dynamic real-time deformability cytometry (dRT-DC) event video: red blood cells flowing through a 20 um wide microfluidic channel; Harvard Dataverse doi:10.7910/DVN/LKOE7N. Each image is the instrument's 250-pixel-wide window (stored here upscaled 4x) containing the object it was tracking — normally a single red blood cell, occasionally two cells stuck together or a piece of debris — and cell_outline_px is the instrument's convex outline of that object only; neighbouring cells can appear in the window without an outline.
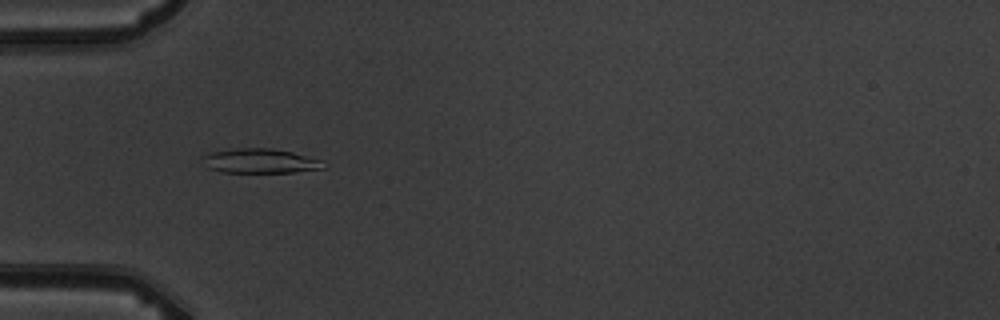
{"species": "common noctule bat (a hibernating species)", "species_latin": "Nyctalus noctula", "temperature_condition": "warm", "stored_images_in_passage": 10, "camera_frame_rate_fps": 3000, "um_per_image_px": 0.085, "animal": {"sex": "male", "body_mass_g": 19.5, "forearm_length_mm": 54.6}, "frame": {"image": 1, "passage_image": 6, "time_ms": 5.667, "image_size_px": [1000, 320], "cell_outline_px": [[328, 164], [324, 168], [292, 172], [220, 172], [208, 168], [200, 156], [212, 152], [232, 148], [272, 148], [292, 152], [324, 160]], "centroid_in_image_um": [22.13, 13.67], "position_along_channel_um": 62.9, "area_um2": 17.46}}
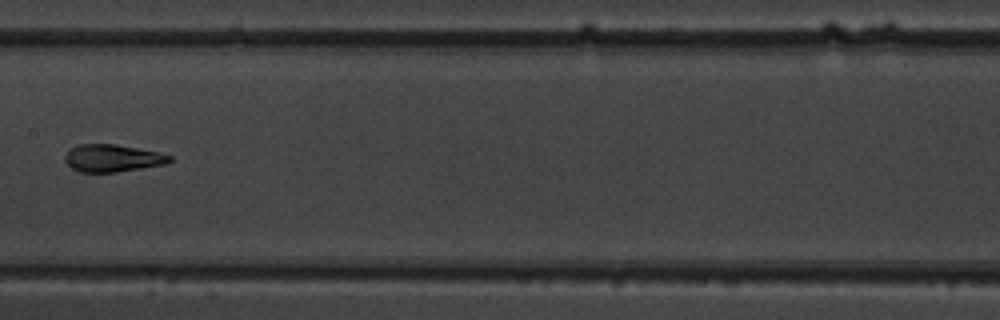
{"frame": {"image": 2, "passage_image": 9, "time_ms": 9.333, "image_size_px": [1000, 320], "cell_outline_px": [[172, 160], [168, 164], [116, 172], [80, 172], [72, 168], [64, 160], [64, 156], [72, 148], [80, 144], [116, 144], [156, 152], [172, 156]], "centroid_in_image_um": [9.57, 13.45], "position_along_channel_um": 197.8, "area_um2": 16.59}}
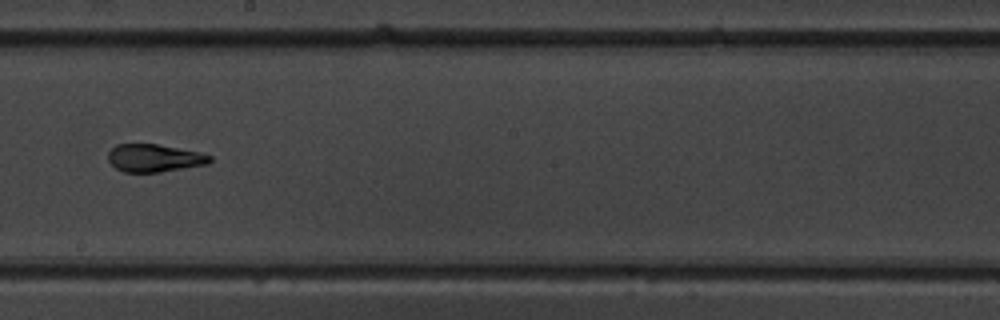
{"frame": {"image": 3, "passage_image": 10, "time_ms": 10.333, "image_size_px": [1000, 320], "cell_outline_px": [[212, 160], [208, 164], [160, 172], [124, 172], [116, 168], [108, 160], [108, 152], [116, 144], [156, 144], [200, 152], [212, 156]], "centroid_in_image_um": [13.12, 13.43], "position_along_channel_um": 235.1, "area_um2": 16.42}}